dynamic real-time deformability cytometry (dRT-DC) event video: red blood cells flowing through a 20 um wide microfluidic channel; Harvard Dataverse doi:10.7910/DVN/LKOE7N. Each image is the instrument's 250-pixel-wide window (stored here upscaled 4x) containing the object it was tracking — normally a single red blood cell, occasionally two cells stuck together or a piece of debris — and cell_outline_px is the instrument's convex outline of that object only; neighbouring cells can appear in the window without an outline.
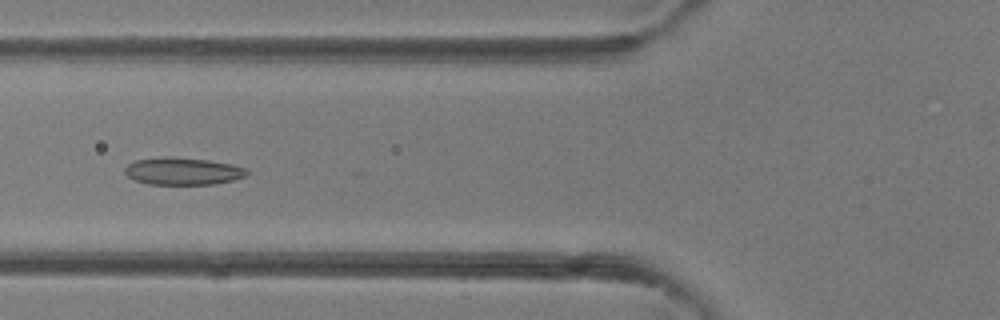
{"species": "common noctule bat (a hibernating species)", "species_latin": "Nyctalus noctula", "temperature_condition": "room temperature", "stored_images_in_passage": 36, "camera_frame_rate_fps": 3000, "um_per_image_px": 0.085, "animal": {"sex": "female"}, "frame": {"image": 1, "passage_image": 11, "time_ms": 3.333, "image_size_px": [1000, 320], "cell_outline_px": [[248, 172], [244, 176], [232, 180], [212, 184], [148, 184], [136, 180], [128, 176], [124, 172], [124, 168], [128, 164], [136, 160], [168, 156], [172, 156], [208, 160], [232, 164], [248, 168]], "centroid_in_image_um": [15.54, 14.54], "position_along_channel_um": 110.3, "area_um2": 19.36}}
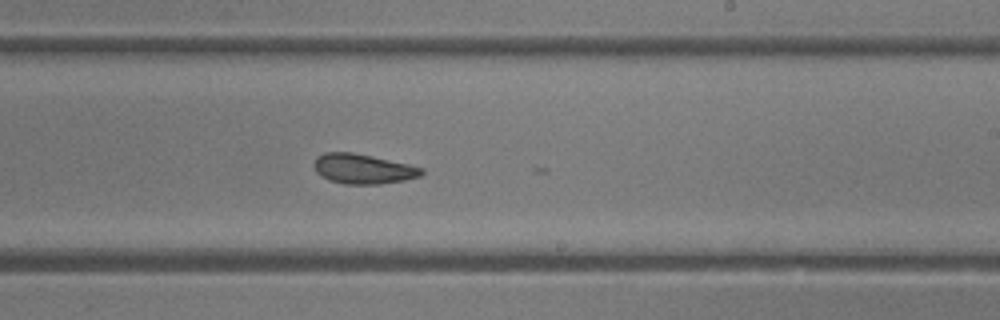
{"frame": {"image": 2, "passage_image": 20, "time_ms": 6.333, "image_size_px": [1000, 320], "cell_outline_px": [[424, 172], [420, 176], [404, 180], [380, 184], [344, 184], [328, 180], [320, 176], [316, 172], [312, 164], [316, 156], [324, 152], [352, 152], [372, 156], [408, 164], [424, 168]], "centroid_in_image_um": [30.81, 14.35], "position_along_channel_um": 258.2, "area_um2": 18.9}}
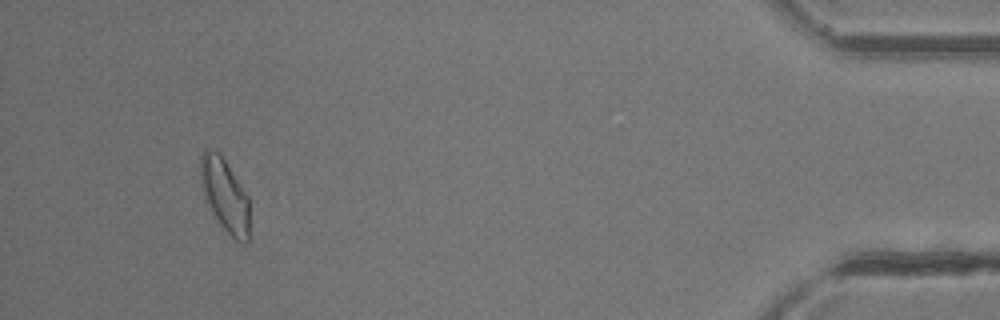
{"frame": {"image": 3, "passage_image": 34, "time_ms": 11.0, "image_size_px": [1000, 320], "cell_outline_px": [[248, 244], [240, 244], [216, 220], [208, 208], [204, 200], [200, 184], [200, 156], [204, 148], [212, 148], [224, 160], [248, 196]], "centroid_in_image_um": [19.06, 16.6], "position_along_channel_um": 416.1, "area_um2": 20.98}}